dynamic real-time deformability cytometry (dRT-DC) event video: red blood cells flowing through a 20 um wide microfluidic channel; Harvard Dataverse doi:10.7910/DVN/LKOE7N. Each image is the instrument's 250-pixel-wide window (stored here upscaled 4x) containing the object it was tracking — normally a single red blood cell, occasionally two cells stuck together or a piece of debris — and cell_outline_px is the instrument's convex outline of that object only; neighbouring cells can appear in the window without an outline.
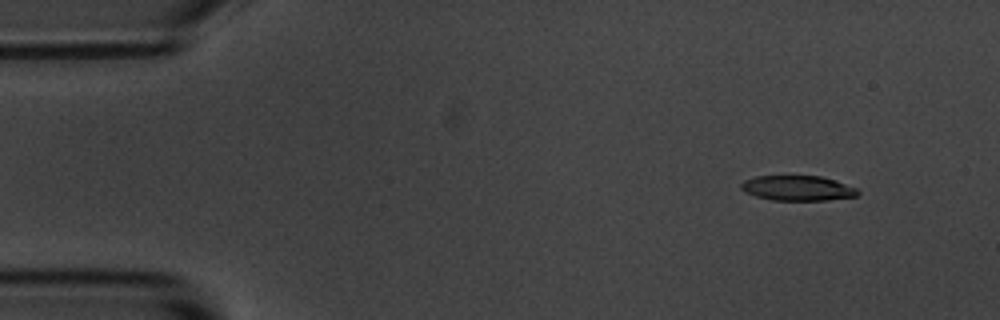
{"species": "common noctule bat (a hibernating species)", "species_latin": "Nyctalus noctula", "temperature_condition": "room temperature", "stored_images_in_passage": 4, "camera_frame_rate_fps": 3000, "um_per_image_px": 0.085, "animal": {"sex": "male", "body_mass_g": 20.1, "forearm_length_mm": 53.5}, "frame": {"image": 1, "passage_image": 1, "time_ms": 0.0, "image_size_px": [1000, 320], "cell_outline_px": [[860, 196], [828, 200], [772, 200], [756, 196], [744, 192], [740, 188], [740, 184], [744, 180], [756, 176], [820, 176], [856, 188], [860, 192]], "centroid_in_image_um": [67.78, 16.0], "position_along_channel_um": 17.2, "area_um2": 16.99}}
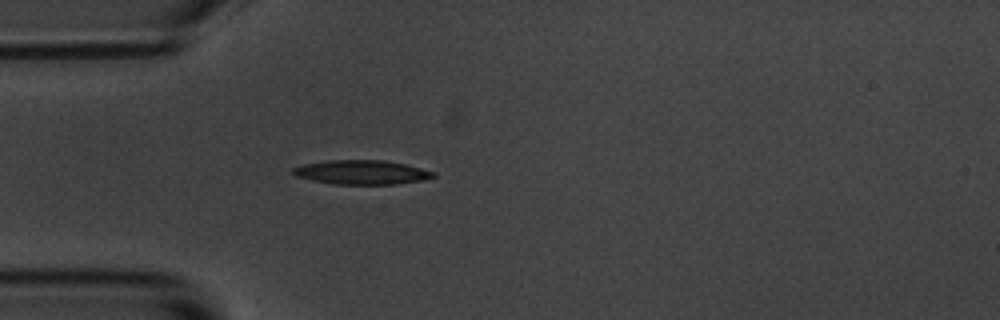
{"frame": {"image": 2, "passage_image": 4, "time_ms": 3.333, "image_size_px": [1000, 320], "cell_outline_px": [[436, 176], [424, 180], [396, 184], [332, 184], [312, 180], [296, 176], [292, 172], [292, 168], [304, 164], [328, 160], [384, 160], [404, 164], [436, 172]], "centroid_in_image_um": [30.75, 14.64], "position_along_channel_um": 54.3, "area_um2": 19.77}}